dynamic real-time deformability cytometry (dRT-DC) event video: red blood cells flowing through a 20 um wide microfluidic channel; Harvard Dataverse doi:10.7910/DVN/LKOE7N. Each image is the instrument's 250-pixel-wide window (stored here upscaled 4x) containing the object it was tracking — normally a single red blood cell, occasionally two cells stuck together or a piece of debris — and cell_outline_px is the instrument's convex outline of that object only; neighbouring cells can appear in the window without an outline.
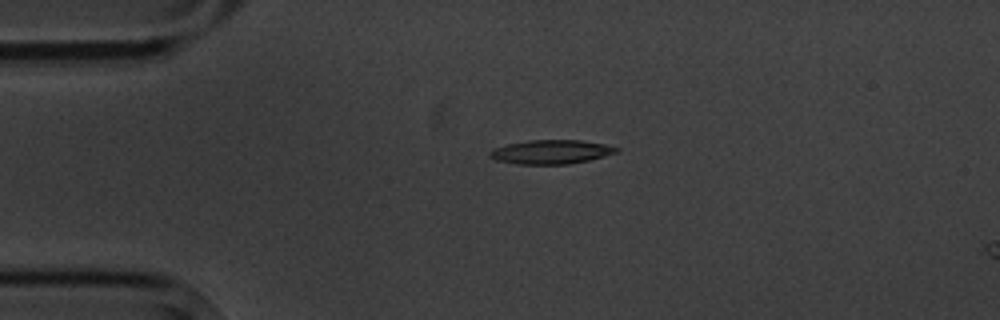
{"species": "common noctule bat (a hibernating species)", "species_latin": "Nyctalus noctula", "temperature_condition": "cold", "stored_images_in_passage": 5, "segment_of_instrument_passage": [1, 2], "camera_frame_rate_fps": 3000, "um_per_image_px": 0.085, "animal": {"sex": "male", "body_mass_g": 20.1, "forearm_length_mm": 53.5}, "frame": {"image": 1, "passage_image": 3, "time_ms": 2.333, "image_size_px": [1000, 320], "cell_outline_px": [[620, 152], [588, 160], [568, 164], [516, 164], [496, 160], [488, 156], [488, 152], [492, 148], [508, 144], [528, 140], [580, 140], [604, 144], [620, 148]], "centroid_in_image_um": [46.82, 12.91], "position_along_channel_um": 38.2, "area_um2": 17.8}}